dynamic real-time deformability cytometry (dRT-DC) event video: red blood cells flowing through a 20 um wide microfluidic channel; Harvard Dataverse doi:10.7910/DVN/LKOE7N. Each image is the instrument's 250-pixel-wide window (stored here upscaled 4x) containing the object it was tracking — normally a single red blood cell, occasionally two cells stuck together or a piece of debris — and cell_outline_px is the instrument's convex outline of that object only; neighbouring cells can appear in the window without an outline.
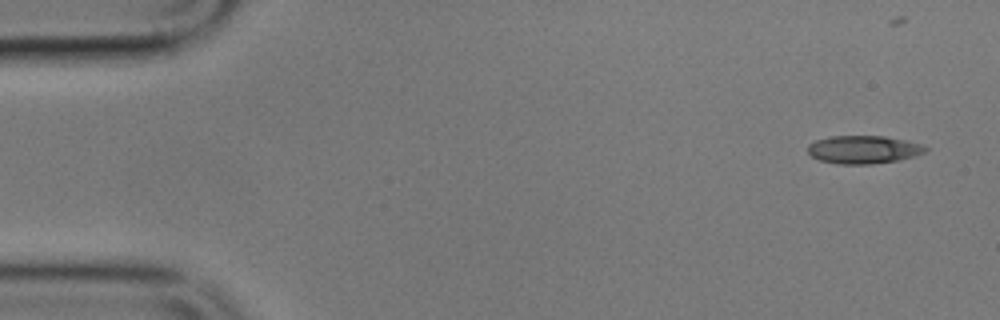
{"species": "common noctule bat (a hibernating species)", "species_latin": "Nyctalus noctula", "temperature_condition": "cold", "stored_images_in_passage": 5, "camera_frame_rate_fps": 3000, "um_per_image_px": 0.085, "animal": {"sex": "male", "body_mass_g": 17.9}, "frame": {"image": 1, "passage_image": 1, "time_ms": 0.0, "image_size_px": [1000, 320], "cell_outline_px": [[928, 148], [924, 152], [916, 156], [900, 160], [872, 164], [840, 164], [820, 160], [812, 156], [808, 152], [808, 144], [816, 140], [832, 136], [884, 136], [904, 140], [920, 144]], "centroid_in_image_um": [73.4, 12.72], "position_along_channel_um": 11.6, "area_um2": 19.13}}